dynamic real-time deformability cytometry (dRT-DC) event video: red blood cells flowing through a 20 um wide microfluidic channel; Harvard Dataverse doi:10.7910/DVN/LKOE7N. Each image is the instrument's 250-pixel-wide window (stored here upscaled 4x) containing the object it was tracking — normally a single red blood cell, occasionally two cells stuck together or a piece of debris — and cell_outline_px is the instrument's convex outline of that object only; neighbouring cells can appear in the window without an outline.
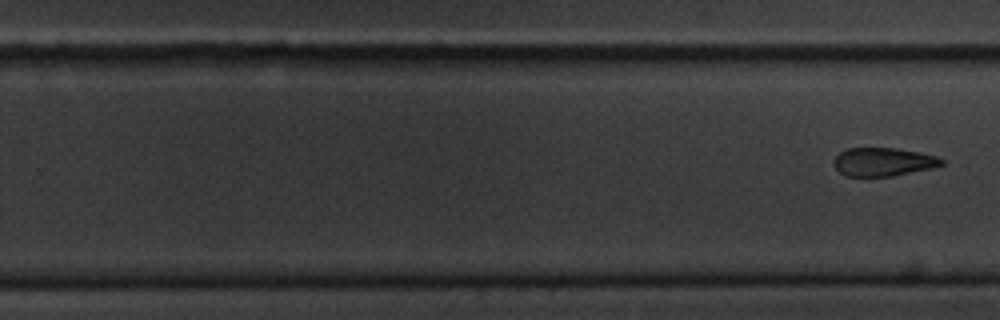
{"species": "common noctule bat (a hibernating species)", "species_latin": "Nyctalus noctula", "temperature_condition": "cold", "stored_images_in_passage": 10, "segment_of_instrument_passage": [2, 2], "camera_frame_rate_fps": 3000, "um_per_image_px": 0.085, "animal": {"sex": "male", "body_mass_g": 20.1, "forearm_length_mm": 53.5}, "frame": {"image": 1, "passage_image": 10, "time_ms": 11.333, "image_size_px": [1000, 320], "cell_outline_px": [[944, 164], [932, 168], [892, 176], [844, 176], [832, 164], [832, 160], [840, 152], [848, 148], [896, 148], [936, 156], [944, 160]], "centroid_in_image_um": [75.04, 13.76], "position_along_channel_um": 254.8, "area_um2": 17.8}}